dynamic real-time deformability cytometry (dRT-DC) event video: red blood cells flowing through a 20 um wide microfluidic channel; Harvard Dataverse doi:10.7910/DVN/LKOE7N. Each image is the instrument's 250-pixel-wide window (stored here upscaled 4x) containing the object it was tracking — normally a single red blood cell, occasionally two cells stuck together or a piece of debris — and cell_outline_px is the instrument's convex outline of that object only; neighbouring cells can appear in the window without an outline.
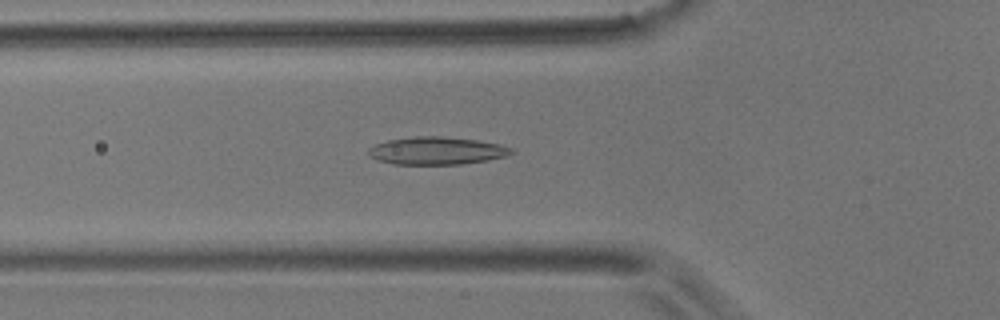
{"species": "common noctule bat (a hibernating species)", "species_latin": "Nyctalus noctula", "temperature_condition": "room temperature", "stored_images_in_passage": 55, "camera_frame_rate_fps": 3000, "um_per_image_px": 0.085, "animal": {"sex": "male", "body_mass_g": 17.9}, "frame": {"image": 1, "passage_image": 19, "time_ms": 6.0, "image_size_px": [1000, 320], "cell_outline_px": [[516, 152], [508, 156], [488, 160], [460, 164], [392, 164], [368, 156], [368, 148], [376, 144], [388, 140], [416, 136], [440, 136], [476, 140], [500, 144], [512, 148]], "centroid_in_image_um": [37.15, 12.81], "position_along_channel_um": 88.7, "area_um2": 23.06}}
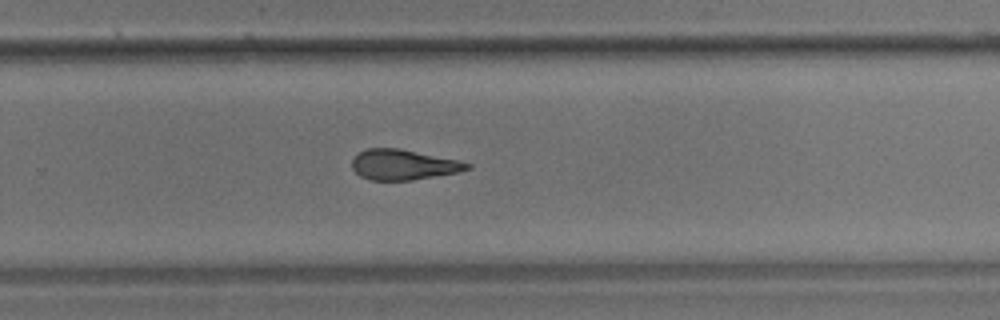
{"frame": {"image": 2, "passage_image": 36, "time_ms": 11.667, "image_size_px": [1000, 320], "cell_outline_px": [[472, 168], [460, 172], [412, 180], [368, 180], [360, 176], [352, 168], [352, 160], [360, 152], [368, 148], [400, 148], [460, 160], [472, 164]], "centroid_in_image_um": [34.33, 14.0], "position_along_channel_um": 295.5, "area_um2": 20.52}}
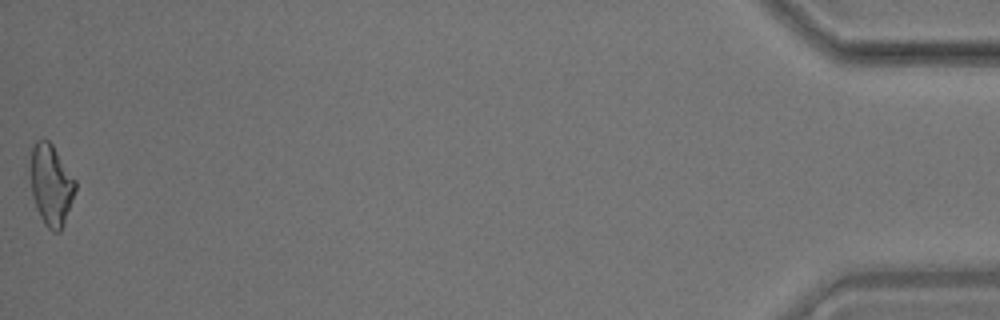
{"frame": {"image": 3, "passage_image": 55, "time_ms": 18.0, "image_size_px": [1000, 320], "cell_outline_px": [[76, 188], [64, 224], [60, 232], [52, 232], [44, 224], [36, 208], [32, 196], [28, 168], [32, 144], [36, 140], [48, 140], [52, 144], [76, 180]], "centroid_in_image_um": [4.3, 15.7], "position_along_channel_um": 430.9, "area_um2": 21.68}, "authors_computed_cell_mechanics": {"area_um2": 21.5594, "velocity_mm_per_s": 3.6428, "shape_relaxation_time_tau1_ms": null, "shape_relaxation_time_tau2_ms": 3.5241, "deformation_change_tau1": null, "deformation_change_tau2": 0.1193}}